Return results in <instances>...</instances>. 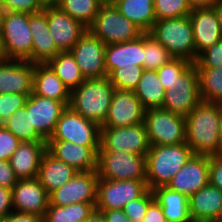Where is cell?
I'll list each match as a JSON object with an SVG mask.
<instances>
[{"label":"cell","mask_w":222,"mask_h":222,"mask_svg":"<svg viewBox=\"0 0 222 222\" xmlns=\"http://www.w3.org/2000/svg\"><path fill=\"white\" fill-rule=\"evenodd\" d=\"M17 182L18 178L11 168L9 161L0 160V186L12 189Z\"/></svg>","instance_id":"cell-47"},{"label":"cell","mask_w":222,"mask_h":222,"mask_svg":"<svg viewBox=\"0 0 222 222\" xmlns=\"http://www.w3.org/2000/svg\"><path fill=\"white\" fill-rule=\"evenodd\" d=\"M221 131V103L201 100L185 117V142L194 155H218Z\"/></svg>","instance_id":"cell-1"},{"label":"cell","mask_w":222,"mask_h":222,"mask_svg":"<svg viewBox=\"0 0 222 222\" xmlns=\"http://www.w3.org/2000/svg\"><path fill=\"white\" fill-rule=\"evenodd\" d=\"M195 67H222V40L200 53Z\"/></svg>","instance_id":"cell-43"},{"label":"cell","mask_w":222,"mask_h":222,"mask_svg":"<svg viewBox=\"0 0 222 222\" xmlns=\"http://www.w3.org/2000/svg\"><path fill=\"white\" fill-rule=\"evenodd\" d=\"M194 155L184 142L177 145L150 146L146 155V184L148 189L167 186L172 177Z\"/></svg>","instance_id":"cell-3"},{"label":"cell","mask_w":222,"mask_h":222,"mask_svg":"<svg viewBox=\"0 0 222 222\" xmlns=\"http://www.w3.org/2000/svg\"><path fill=\"white\" fill-rule=\"evenodd\" d=\"M3 13H4V10H3L1 0H0V24H1V19H2Z\"/></svg>","instance_id":"cell-59"},{"label":"cell","mask_w":222,"mask_h":222,"mask_svg":"<svg viewBox=\"0 0 222 222\" xmlns=\"http://www.w3.org/2000/svg\"><path fill=\"white\" fill-rule=\"evenodd\" d=\"M192 64V62L174 58L169 63L163 64L158 70V78L165 90L174 89L178 82V77Z\"/></svg>","instance_id":"cell-40"},{"label":"cell","mask_w":222,"mask_h":222,"mask_svg":"<svg viewBox=\"0 0 222 222\" xmlns=\"http://www.w3.org/2000/svg\"><path fill=\"white\" fill-rule=\"evenodd\" d=\"M28 96L18 93L0 94V124H3L14 112L24 107Z\"/></svg>","instance_id":"cell-41"},{"label":"cell","mask_w":222,"mask_h":222,"mask_svg":"<svg viewBox=\"0 0 222 222\" xmlns=\"http://www.w3.org/2000/svg\"><path fill=\"white\" fill-rule=\"evenodd\" d=\"M150 146L144 123L127 127H101L99 151L147 155Z\"/></svg>","instance_id":"cell-10"},{"label":"cell","mask_w":222,"mask_h":222,"mask_svg":"<svg viewBox=\"0 0 222 222\" xmlns=\"http://www.w3.org/2000/svg\"><path fill=\"white\" fill-rule=\"evenodd\" d=\"M29 27L33 37L32 63L47 64L60 51L50 34L46 14L43 11L29 14Z\"/></svg>","instance_id":"cell-24"},{"label":"cell","mask_w":222,"mask_h":222,"mask_svg":"<svg viewBox=\"0 0 222 222\" xmlns=\"http://www.w3.org/2000/svg\"><path fill=\"white\" fill-rule=\"evenodd\" d=\"M14 212L12 189L0 186V220Z\"/></svg>","instance_id":"cell-48"},{"label":"cell","mask_w":222,"mask_h":222,"mask_svg":"<svg viewBox=\"0 0 222 222\" xmlns=\"http://www.w3.org/2000/svg\"><path fill=\"white\" fill-rule=\"evenodd\" d=\"M166 90L158 78L157 71L144 70L138 86L134 90L135 95L144 108H162Z\"/></svg>","instance_id":"cell-31"},{"label":"cell","mask_w":222,"mask_h":222,"mask_svg":"<svg viewBox=\"0 0 222 222\" xmlns=\"http://www.w3.org/2000/svg\"><path fill=\"white\" fill-rule=\"evenodd\" d=\"M174 57L150 34L144 33V70L157 71L163 64L169 63Z\"/></svg>","instance_id":"cell-37"},{"label":"cell","mask_w":222,"mask_h":222,"mask_svg":"<svg viewBox=\"0 0 222 222\" xmlns=\"http://www.w3.org/2000/svg\"><path fill=\"white\" fill-rule=\"evenodd\" d=\"M43 12L47 16V23L55 46L60 52L70 51L87 31L85 26L56 5L45 6Z\"/></svg>","instance_id":"cell-16"},{"label":"cell","mask_w":222,"mask_h":222,"mask_svg":"<svg viewBox=\"0 0 222 222\" xmlns=\"http://www.w3.org/2000/svg\"><path fill=\"white\" fill-rule=\"evenodd\" d=\"M47 150L46 142H26L19 144L9 163L18 180L38 176L39 166Z\"/></svg>","instance_id":"cell-25"},{"label":"cell","mask_w":222,"mask_h":222,"mask_svg":"<svg viewBox=\"0 0 222 222\" xmlns=\"http://www.w3.org/2000/svg\"><path fill=\"white\" fill-rule=\"evenodd\" d=\"M5 59L4 56V51H3V47H2V41H1V30H0V60Z\"/></svg>","instance_id":"cell-56"},{"label":"cell","mask_w":222,"mask_h":222,"mask_svg":"<svg viewBox=\"0 0 222 222\" xmlns=\"http://www.w3.org/2000/svg\"><path fill=\"white\" fill-rule=\"evenodd\" d=\"M0 30L5 59L32 63L33 37L29 27V13L4 12Z\"/></svg>","instance_id":"cell-5"},{"label":"cell","mask_w":222,"mask_h":222,"mask_svg":"<svg viewBox=\"0 0 222 222\" xmlns=\"http://www.w3.org/2000/svg\"><path fill=\"white\" fill-rule=\"evenodd\" d=\"M41 4L45 6H54L59 3V0H39Z\"/></svg>","instance_id":"cell-55"},{"label":"cell","mask_w":222,"mask_h":222,"mask_svg":"<svg viewBox=\"0 0 222 222\" xmlns=\"http://www.w3.org/2000/svg\"><path fill=\"white\" fill-rule=\"evenodd\" d=\"M78 173L70 165L56 159L47 150L44 153L38 172V180L48 194L62 187Z\"/></svg>","instance_id":"cell-28"},{"label":"cell","mask_w":222,"mask_h":222,"mask_svg":"<svg viewBox=\"0 0 222 222\" xmlns=\"http://www.w3.org/2000/svg\"><path fill=\"white\" fill-rule=\"evenodd\" d=\"M218 156L222 157V131H221V139H220V146H219Z\"/></svg>","instance_id":"cell-58"},{"label":"cell","mask_w":222,"mask_h":222,"mask_svg":"<svg viewBox=\"0 0 222 222\" xmlns=\"http://www.w3.org/2000/svg\"><path fill=\"white\" fill-rule=\"evenodd\" d=\"M104 59L107 76L117 68L143 67L144 33L131 41L108 44Z\"/></svg>","instance_id":"cell-22"},{"label":"cell","mask_w":222,"mask_h":222,"mask_svg":"<svg viewBox=\"0 0 222 222\" xmlns=\"http://www.w3.org/2000/svg\"><path fill=\"white\" fill-rule=\"evenodd\" d=\"M47 151L56 159L65 162L78 172L97 170L100 146H82L70 141L48 140Z\"/></svg>","instance_id":"cell-20"},{"label":"cell","mask_w":222,"mask_h":222,"mask_svg":"<svg viewBox=\"0 0 222 222\" xmlns=\"http://www.w3.org/2000/svg\"><path fill=\"white\" fill-rule=\"evenodd\" d=\"M25 107L30 111L31 125L47 142L52 136L56 123L67 106L57 100L40 97L33 92L28 96Z\"/></svg>","instance_id":"cell-17"},{"label":"cell","mask_w":222,"mask_h":222,"mask_svg":"<svg viewBox=\"0 0 222 222\" xmlns=\"http://www.w3.org/2000/svg\"><path fill=\"white\" fill-rule=\"evenodd\" d=\"M84 222H106V220L102 212L95 209Z\"/></svg>","instance_id":"cell-54"},{"label":"cell","mask_w":222,"mask_h":222,"mask_svg":"<svg viewBox=\"0 0 222 222\" xmlns=\"http://www.w3.org/2000/svg\"><path fill=\"white\" fill-rule=\"evenodd\" d=\"M100 3H102L103 5L105 4H113L114 0H98Z\"/></svg>","instance_id":"cell-57"},{"label":"cell","mask_w":222,"mask_h":222,"mask_svg":"<svg viewBox=\"0 0 222 222\" xmlns=\"http://www.w3.org/2000/svg\"><path fill=\"white\" fill-rule=\"evenodd\" d=\"M222 191L208 184L189 197V213L193 222L219 219Z\"/></svg>","instance_id":"cell-26"},{"label":"cell","mask_w":222,"mask_h":222,"mask_svg":"<svg viewBox=\"0 0 222 222\" xmlns=\"http://www.w3.org/2000/svg\"><path fill=\"white\" fill-rule=\"evenodd\" d=\"M209 222H222V218H219V219H216V220H212V221H209Z\"/></svg>","instance_id":"cell-60"},{"label":"cell","mask_w":222,"mask_h":222,"mask_svg":"<svg viewBox=\"0 0 222 222\" xmlns=\"http://www.w3.org/2000/svg\"><path fill=\"white\" fill-rule=\"evenodd\" d=\"M199 94L203 101L222 104V67H196Z\"/></svg>","instance_id":"cell-34"},{"label":"cell","mask_w":222,"mask_h":222,"mask_svg":"<svg viewBox=\"0 0 222 222\" xmlns=\"http://www.w3.org/2000/svg\"><path fill=\"white\" fill-rule=\"evenodd\" d=\"M218 0H188L192 9L194 8H212Z\"/></svg>","instance_id":"cell-52"},{"label":"cell","mask_w":222,"mask_h":222,"mask_svg":"<svg viewBox=\"0 0 222 222\" xmlns=\"http://www.w3.org/2000/svg\"><path fill=\"white\" fill-rule=\"evenodd\" d=\"M87 30L105 45L131 41L144 33L113 4L102 5Z\"/></svg>","instance_id":"cell-6"},{"label":"cell","mask_w":222,"mask_h":222,"mask_svg":"<svg viewBox=\"0 0 222 222\" xmlns=\"http://www.w3.org/2000/svg\"><path fill=\"white\" fill-rule=\"evenodd\" d=\"M201 101L199 94V75L192 63L179 77L174 89L165 92L162 108L187 117Z\"/></svg>","instance_id":"cell-11"},{"label":"cell","mask_w":222,"mask_h":222,"mask_svg":"<svg viewBox=\"0 0 222 222\" xmlns=\"http://www.w3.org/2000/svg\"><path fill=\"white\" fill-rule=\"evenodd\" d=\"M143 71L144 68L138 65L133 68H117L108 77L115 89L134 91Z\"/></svg>","instance_id":"cell-39"},{"label":"cell","mask_w":222,"mask_h":222,"mask_svg":"<svg viewBox=\"0 0 222 222\" xmlns=\"http://www.w3.org/2000/svg\"><path fill=\"white\" fill-rule=\"evenodd\" d=\"M148 34L162 44L174 58L195 63L196 48L189 16L156 20Z\"/></svg>","instance_id":"cell-4"},{"label":"cell","mask_w":222,"mask_h":222,"mask_svg":"<svg viewBox=\"0 0 222 222\" xmlns=\"http://www.w3.org/2000/svg\"><path fill=\"white\" fill-rule=\"evenodd\" d=\"M113 5L144 33L156 22L154 0H114Z\"/></svg>","instance_id":"cell-30"},{"label":"cell","mask_w":222,"mask_h":222,"mask_svg":"<svg viewBox=\"0 0 222 222\" xmlns=\"http://www.w3.org/2000/svg\"><path fill=\"white\" fill-rule=\"evenodd\" d=\"M32 92L69 106L71 92L48 64H34Z\"/></svg>","instance_id":"cell-27"},{"label":"cell","mask_w":222,"mask_h":222,"mask_svg":"<svg viewBox=\"0 0 222 222\" xmlns=\"http://www.w3.org/2000/svg\"><path fill=\"white\" fill-rule=\"evenodd\" d=\"M96 203H75L67 206L48 205L44 222H84L96 209Z\"/></svg>","instance_id":"cell-33"},{"label":"cell","mask_w":222,"mask_h":222,"mask_svg":"<svg viewBox=\"0 0 222 222\" xmlns=\"http://www.w3.org/2000/svg\"><path fill=\"white\" fill-rule=\"evenodd\" d=\"M21 141L0 124V160L9 161Z\"/></svg>","instance_id":"cell-45"},{"label":"cell","mask_w":222,"mask_h":222,"mask_svg":"<svg viewBox=\"0 0 222 222\" xmlns=\"http://www.w3.org/2000/svg\"><path fill=\"white\" fill-rule=\"evenodd\" d=\"M102 5L98 0H59L56 6L88 28Z\"/></svg>","instance_id":"cell-36"},{"label":"cell","mask_w":222,"mask_h":222,"mask_svg":"<svg viewBox=\"0 0 222 222\" xmlns=\"http://www.w3.org/2000/svg\"><path fill=\"white\" fill-rule=\"evenodd\" d=\"M148 190L146 180H107L98 179L97 211L123 209L132 200L141 197Z\"/></svg>","instance_id":"cell-12"},{"label":"cell","mask_w":222,"mask_h":222,"mask_svg":"<svg viewBox=\"0 0 222 222\" xmlns=\"http://www.w3.org/2000/svg\"><path fill=\"white\" fill-rule=\"evenodd\" d=\"M114 90L108 76L85 79L71 91L69 107L101 127L108 116Z\"/></svg>","instance_id":"cell-2"},{"label":"cell","mask_w":222,"mask_h":222,"mask_svg":"<svg viewBox=\"0 0 222 222\" xmlns=\"http://www.w3.org/2000/svg\"><path fill=\"white\" fill-rule=\"evenodd\" d=\"M191 10L188 0H154L156 20L189 16Z\"/></svg>","instance_id":"cell-38"},{"label":"cell","mask_w":222,"mask_h":222,"mask_svg":"<svg viewBox=\"0 0 222 222\" xmlns=\"http://www.w3.org/2000/svg\"><path fill=\"white\" fill-rule=\"evenodd\" d=\"M106 222H132L123 209H110L101 211Z\"/></svg>","instance_id":"cell-51"},{"label":"cell","mask_w":222,"mask_h":222,"mask_svg":"<svg viewBox=\"0 0 222 222\" xmlns=\"http://www.w3.org/2000/svg\"><path fill=\"white\" fill-rule=\"evenodd\" d=\"M209 184L222 191V157L209 156Z\"/></svg>","instance_id":"cell-46"},{"label":"cell","mask_w":222,"mask_h":222,"mask_svg":"<svg viewBox=\"0 0 222 222\" xmlns=\"http://www.w3.org/2000/svg\"><path fill=\"white\" fill-rule=\"evenodd\" d=\"M219 218H222V204H221V211H220V214H219Z\"/></svg>","instance_id":"cell-62"},{"label":"cell","mask_w":222,"mask_h":222,"mask_svg":"<svg viewBox=\"0 0 222 222\" xmlns=\"http://www.w3.org/2000/svg\"><path fill=\"white\" fill-rule=\"evenodd\" d=\"M34 64L24 60H0V94L30 95L33 91Z\"/></svg>","instance_id":"cell-21"},{"label":"cell","mask_w":222,"mask_h":222,"mask_svg":"<svg viewBox=\"0 0 222 222\" xmlns=\"http://www.w3.org/2000/svg\"><path fill=\"white\" fill-rule=\"evenodd\" d=\"M153 200V192L148 189L141 197L129 201L123 211L132 222H140L145 217L147 208Z\"/></svg>","instance_id":"cell-42"},{"label":"cell","mask_w":222,"mask_h":222,"mask_svg":"<svg viewBox=\"0 0 222 222\" xmlns=\"http://www.w3.org/2000/svg\"><path fill=\"white\" fill-rule=\"evenodd\" d=\"M193 28L196 59L200 53L222 40L213 8H194L189 15Z\"/></svg>","instance_id":"cell-23"},{"label":"cell","mask_w":222,"mask_h":222,"mask_svg":"<svg viewBox=\"0 0 222 222\" xmlns=\"http://www.w3.org/2000/svg\"><path fill=\"white\" fill-rule=\"evenodd\" d=\"M97 173L99 179L146 180V155L98 151Z\"/></svg>","instance_id":"cell-7"},{"label":"cell","mask_w":222,"mask_h":222,"mask_svg":"<svg viewBox=\"0 0 222 222\" xmlns=\"http://www.w3.org/2000/svg\"><path fill=\"white\" fill-rule=\"evenodd\" d=\"M98 179L97 170L78 172L70 181L49 194V205L96 203Z\"/></svg>","instance_id":"cell-14"},{"label":"cell","mask_w":222,"mask_h":222,"mask_svg":"<svg viewBox=\"0 0 222 222\" xmlns=\"http://www.w3.org/2000/svg\"><path fill=\"white\" fill-rule=\"evenodd\" d=\"M161 205L154 199L148 206L145 217L140 222H166Z\"/></svg>","instance_id":"cell-49"},{"label":"cell","mask_w":222,"mask_h":222,"mask_svg":"<svg viewBox=\"0 0 222 222\" xmlns=\"http://www.w3.org/2000/svg\"><path fill=\"white\" fill-rule=\"evenodd\" d=\"M14 212L45 216L49 205V194L38 178L20 179L12 188Z\"/></svg>","instance_id":"cell-18"},{"label":"cell","mask_w":222,"mask_h":222,"mask_svg":"<svg viewBox=\"0 0 222 222\" xmlns=\"http://www.w3.org/2000/svg\"><path fill=\"white\" fill-rule=\"evenodd\" d=\"M145 111L134 91L115 89L108 116L101 127H127L144 123Z\"/></svg>","instance_id":"cell-15"},{"label":"cell","mask_w":222,"mask_h":222,"mask_svg":"<svg viewBox=\"0 0 222 222\" xmlns=\"http://www.w3.org/2000/svg\"><path fill=\"white\" fill-rule=\"evenodd\" d=\"M216 13L217 19H218V24H219V29H220V34L222 37V0H218L212 7Z\"/></svg>","instance_id":"cell-53"},{"label":"cell","mask_w":222,"mask_h":222,"mask_svg":"<svg viewBox=\"0 0 222 222\" xmlns=\"http://www.w3.org/2000/svg\"><path fill=\"white\" fill-rule=\"evenodd\" d=\"M0 222H44V218L34 214L12 212Z\"/></svg>","instance_id":"cell-50"},{"label":"cell","mask_w":222,"mask_h":222,"mask_svg":"<svg viewBox=\"0 0 222 222\" xmlns=\"http://www.w3.org/2000/svg\"><path fill=\"white\" fill-rule=\"evenodd\" d=\"M101 127L69 106L62 112L49 140L70 141L82 146H100Z\"/></svg>","instance_id":"cell-9"},{"label":"cell","mask_w":222,"mask_h":222,"mask_svg":"<svg viewBox=\"0 0 222 222\" xmlns=\"http://www.w3.org/2000/svg\"><path fill=\"white\" fill-rule=\"evenodd\" d=\"M166 222H193V221H166Z\"/></svg>","instance_id":"cell-61"},{"label":"cell","mask_w":222,"mask_h":222,"mask_svg":"<svg viewBox=\"0 0 222 222\" xmlns=\"http://www.w3.org/2000/svg\"><path fill=\"white\" fill-rule=\"evenodd\" d=\"M209 184V156L193 155L172 177L167 187L188 198Z\"/></svg>","instance_id":"cell-19"},{"label":"cell","mask_w":222,"mask_h":222,"mask_svg":"<svg viewBox=\"0 0 222 222\" xmlns=\"http://www.w3.org/2000/svg\"><path fill=\"white\" fill-rule=\"evenodd\" d=\"M144 124L151 146L177 145L185 142V117L163 108L145 111Z\"/></svg>","instance_id":"cell-8"},{"label":"cell","mask_w":222,"mask_h":222,"mask_svg":"<svg viewBox=\"0 0 222 222\" xmlns=\"http://www.w3.org/2000/svg\"><path fill=\"white\" fill-rule=\"evenodd\" d=\"M3 126L21 142H46L31 125L30 111L25 106L14 112Z\"/></svg>","instance_id":"cell-35"},{"label":"cell","mask_w":222,"mask_h":222,"mask_svg":"<svg viewBox=\"0 0 222 222\" xmlns=\"http://www.w3.org/2000/svg\"><path fill=\"white\" fill-rule=\"evenodd\" d=\"M106 46L87 30L70 50L85 79L107 76L104 59Z\"/></svg>","instance_id":"cell-13"},{"label":"cell","mask_w":222,"mask_h":222,"mask_svg":"<svg viewBox=\"0 0 222 222\" xmlns=\"http://www.w3.org/2000/svg\"><path fill=\"white\" fill-rule=\"evenodd\" d=\"M4 12H25L29 14L43 11L39 0H1Z\"/></svg>","instance_id":"cell-44"},{"label":"cell","mask_w":222,"mask_h":222,"mask_svg":"<svg viewBox=\"0 0 222 222\" xmlns=\"http://www.w3.org/2000/svg\"><path fill=\"white\" fill-rule=\"evenodd\" d=\"M154 199L161 205L167 221H192L189 213V198L179 192L160 186L152 189Z\"/></svg>","instance_id":"cell-29"},{"label":"cell","mask_w":222,"mask_h":222,"mask_svg":"<svg viewBox=\"0 0 222 222\" xmlns=\"http://www.w3.org/2000/svg\"><path fill=\"white\" fill-rule=\"evenodd\" d=\"M62 80L70 92L78 88L85 80L74 56L70 51L59 52L47 63Z\"/></svg>","instance_id":"cell-32"}]
</instances>
